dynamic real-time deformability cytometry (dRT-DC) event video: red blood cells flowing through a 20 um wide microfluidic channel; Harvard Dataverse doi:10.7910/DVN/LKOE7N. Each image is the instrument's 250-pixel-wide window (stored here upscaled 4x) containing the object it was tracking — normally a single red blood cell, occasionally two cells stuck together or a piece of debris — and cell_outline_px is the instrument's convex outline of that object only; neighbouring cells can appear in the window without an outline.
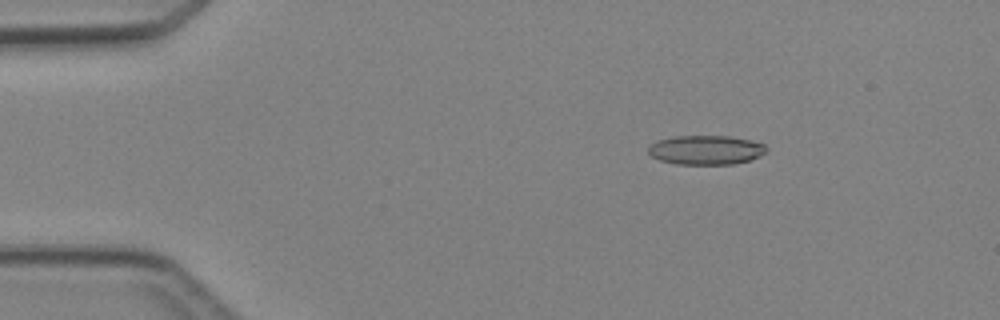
{"species": "Egyptian fruit bat (a non-hibernating species)", "species_latin": "Rousettus aegyptiacus", "temperature_condition": "cold", "stored_images_in_passage": 4, "camera_frame_rate_fps": 3000, "um_per_image_px": 0.085, "animal": {"sex": "female"}, "frame": {"image": 1, "passage_image": 3, "time_ms": 2.333, "image_size_px": [1000, 320], "cell_outline_px": [[768, 152], [760, 156], [748, 160], [732, 164], [676, 164], [660, 160], [652, 156], [648, 152], [648, 148], [656, 140], [676, 136], [732, 136], [752, 140], [764, 144], [768, 148]], "centroid_in_image_um": [60.03, 12.74], "position_along_channel_um": 25.0, "area_um2": 20.23}}